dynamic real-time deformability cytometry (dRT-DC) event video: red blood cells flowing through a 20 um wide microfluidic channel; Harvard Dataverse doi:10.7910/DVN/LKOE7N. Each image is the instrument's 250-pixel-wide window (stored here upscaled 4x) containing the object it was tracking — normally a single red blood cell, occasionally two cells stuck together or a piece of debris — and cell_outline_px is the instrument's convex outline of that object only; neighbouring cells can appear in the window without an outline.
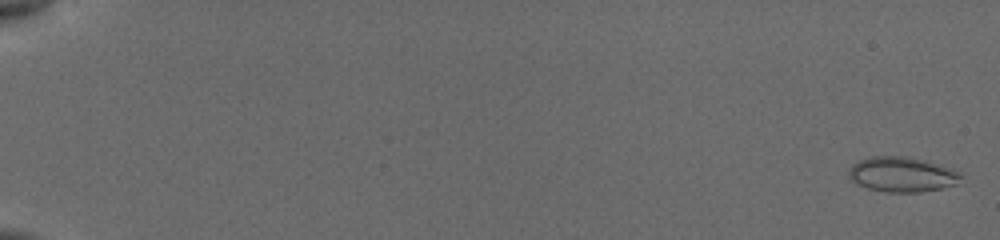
{"species": "common noctule bat (a hibernating species)", "species_latin": "Nyctalus noctula", "temperature_condition": "cold", "stored_images_in_passage": 48, "camera_frame_rate_fps": 3000, "um_per_image_px": 0.085, "animal": {"sex": "female", "body_mass_g": 19.5, "forearm_length_mm": 54.1}, "frame": {"image": 1, "passage_image": 1, "time_ms": 0.0, "image_size_px": [1000, 240], "cell_outline_px": [[960, 176], [956, 184], [940, 188], [920, 192], [888, 192], [868, 188], [856, 184], [848, 176], [848, 172], [852, 164], [860, 160], [872, 156], [900, 156], [924, 160], [956, 172]], "centroid_in_image_um": [76.57, 14.83], "position_along_channel_um": 8.4, "area_um2": 22.25}}
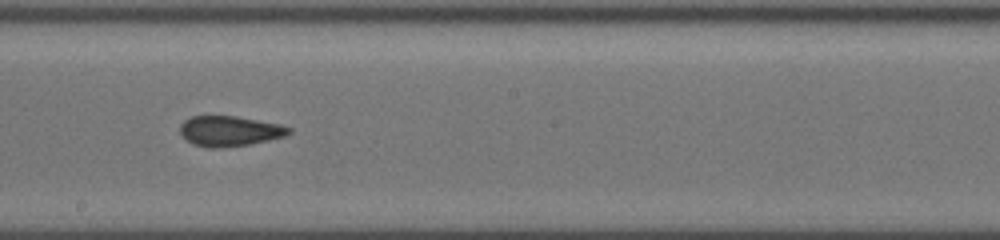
{"frame": {"image": 2, "passage_image": 22, "time_ms": 11.0, "image_size_px": [1000, 240], "cell_outline_px": [[292, 132], [284, 136], [268, 140], [248, 144], [220, 148], [208, 148], [192, 144], [180, 136], [180, 124], [184, 120], [192, 116], [236, 116], [280, 124], [292, 128]], "centroid_in_image_um": [19.48, 11.14], "position_along_channel_um": 228.7, "area_um2": 19.31}}
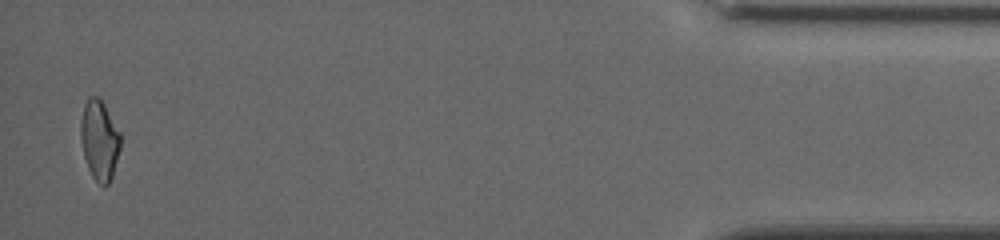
{"frame": {"image": 3, "passage_image": 46, "time_ms": 18.0, "image_size_px": [1000, 240], "cell_outline_px": [[120, 148], [112, 176], [108, 184], [104, 188], [92, 176], [88, 168], [84, 156], [80, 136], [80, 120], [84, 104], [88, 96], [100, 96], [120, 132]], "centroid_in_image_um": [8.44, 11.87], "position_along_channel_um": 426.8, "area_um2": 18.67}, "authors_computed_cell_mechanics": {"area_um2": 19.2185, "velocity_mm_per_s": 3.8376, "shape_relaxation_time_tau1_ms": null, "shape_relaxation_time_tau2_ms": 1.3284, "deformation_change_tau1": null, "deformation_change_tau2": 0.082}}